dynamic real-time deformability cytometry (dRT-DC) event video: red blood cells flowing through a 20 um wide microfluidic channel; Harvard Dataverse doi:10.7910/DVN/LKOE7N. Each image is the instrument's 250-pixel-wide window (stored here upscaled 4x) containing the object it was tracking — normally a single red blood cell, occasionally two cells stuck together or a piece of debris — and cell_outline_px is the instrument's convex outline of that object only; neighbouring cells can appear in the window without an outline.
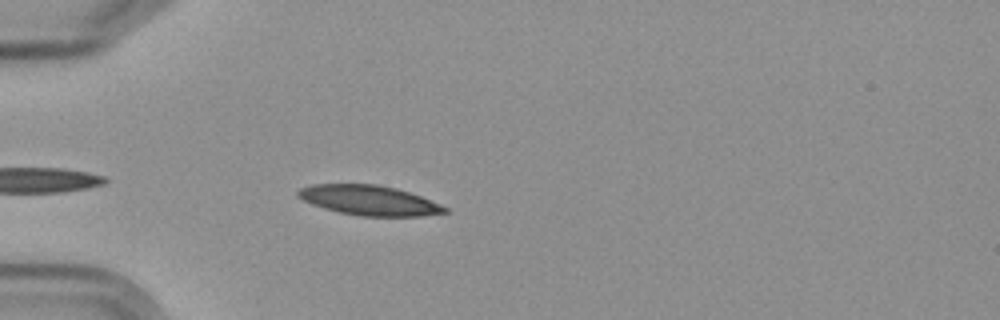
{"species": "Egyptian fruit bat (a non-hibernating species)", "species_latin": "Rousettus aegyptiacus", "temperature_condition": "cold", "stored_images_in_passage": 4, "camera_frame_rate_fps": 3000, "um_per_image_px": 0.085, "frame": {"image": 1, "passage_image": 4, "time_ms": 3.333, "image_size_px": [1000, 320], "cell_outline_px": [[448, 212], [424, 216], [360, 216], [340, 212], [324, 208], [312, 204], [296, 196], [296, 192], [300, 188], [312, 184], [376, 184], [396, 188], [420, 196], [440, 204], [448, 208]], "centroid_in_image_um": [31.37, 17.02], "position_along_channel_um": 53.6, "area_um2": 25.49}}